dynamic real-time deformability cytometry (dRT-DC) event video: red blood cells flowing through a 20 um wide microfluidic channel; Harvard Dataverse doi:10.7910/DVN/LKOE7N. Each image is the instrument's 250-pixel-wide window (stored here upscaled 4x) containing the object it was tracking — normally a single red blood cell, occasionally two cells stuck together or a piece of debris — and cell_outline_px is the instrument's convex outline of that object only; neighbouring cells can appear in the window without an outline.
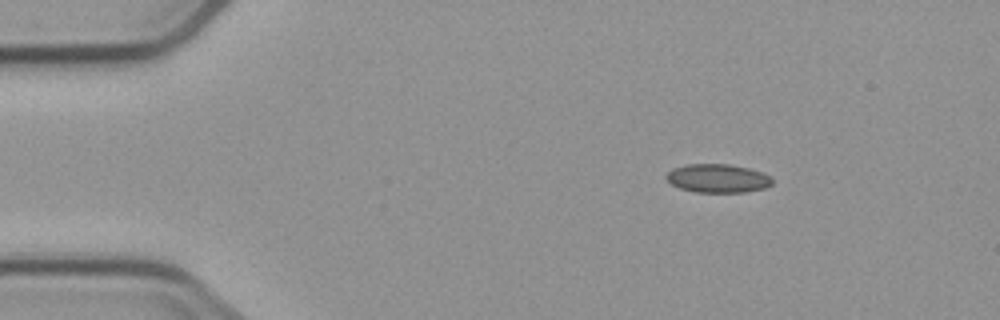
{"species": "common noctule bat (a hibernating species)", "species_latin": "Nyctalus noctula", "temperature_condition": "cold", "stored_images_in_passage": 5, "camera_frame_rate_fps": 3000, "um_per_image_px": 0.085, "animal": {"sex": "male", "body_mass_g": 23.1, "forearm_length_mm": 52.7}, "frame": {"image": 1, "passage_image": 1, "time_ms": 0.0, "image_size_px": [1000, 320], "cell_outline_px": [[772, 184], [764, 188], [744, 192], [696, 192], [680, 188], [672, 184], [664, 176], [672, 168], [688, 164], [728, 164], [748, 168], [764, 172], [772, 180]], "centroid_in_image_um": [60.99, 15.15], "position_along_channel_um": 24.0, "area_um2": 17.57}}
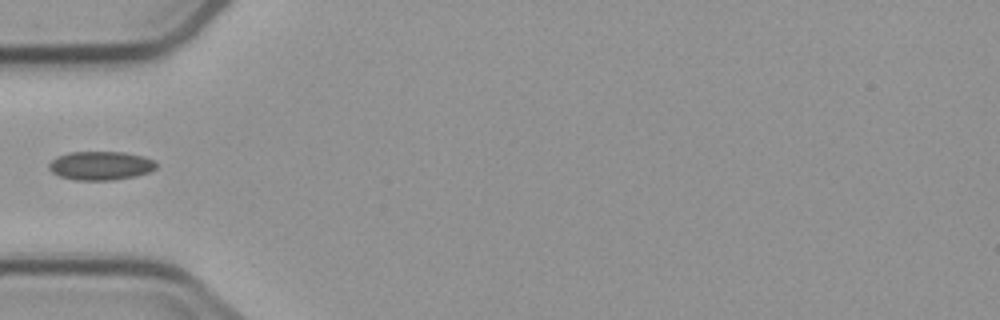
{"frame": {"image": 2, "passage_image": 4, "time_ms": 3.333, "image_size_px": [1000, 320], "cell_outline_px": [[156, 168], [148, 172], [136, 176], [112, 180], [72, 180], [60, 176], [52, 172], [48, 168], [48, 164], [56, 156], [68, 152], [124, 152], [144, 156], [152, 160], [156, 164]], "centroid_in_image_um": [8.52, 14.08], "position_along_channel_um": 76.5, "area_um2": 18.03}}
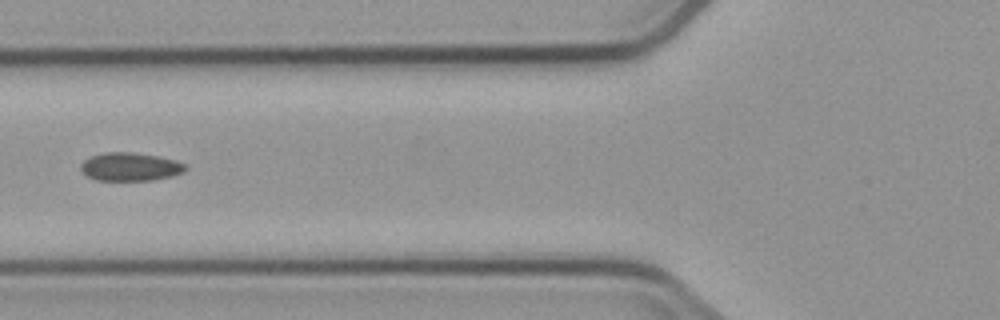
{"frame": {"image": 3, "passage_image": 5, "time_ms": 4.333, "image_size_px": [1000, 320], "cell_outline_px": [[188, 168], [184, 172], [172, 176], [152, 180], [96, 180], [88, 176], [80, 168], [80, 164], [84, 160], [92, 156], [104, 152], [132, 152], [160, 156], [176, 160], [184, 164]], "centroid_in_image_um": [11.1, 14.17], "position_along_channel_um": 114.7, "area_um2": 17.28}}